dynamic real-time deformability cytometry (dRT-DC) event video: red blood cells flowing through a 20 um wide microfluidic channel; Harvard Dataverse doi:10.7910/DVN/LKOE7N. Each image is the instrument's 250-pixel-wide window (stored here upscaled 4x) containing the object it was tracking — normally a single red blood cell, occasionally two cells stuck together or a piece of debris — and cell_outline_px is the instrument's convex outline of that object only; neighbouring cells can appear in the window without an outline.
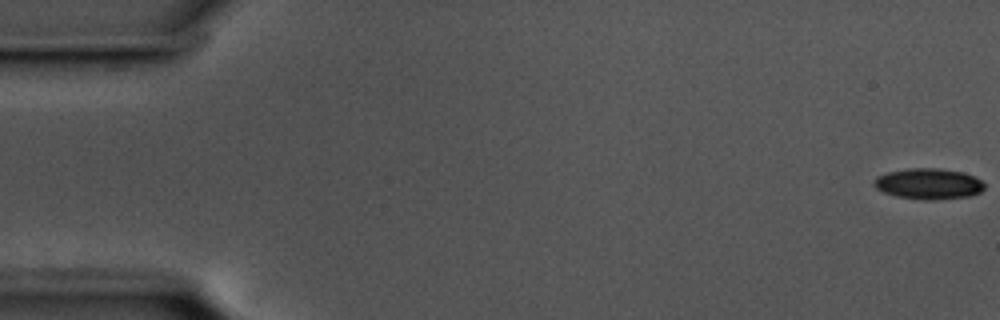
{"species": "common noctule bat (a hibernating species)", "species_latin": "Nyctalus noctula", "temperature_condition": "cold", "stored_images_in_passage": 57, "camera_frame_rate_fps": 3000, "um_per_image_px": 0.085, "animal": {"sex": "male", "body_mass_g": 17.5, "forearm_length_mm": 52.3}, "frame": {"image": 1, "passage_image": 1, "time_ms": 0.0, "image_size_px": [1000, 320], "cell_outline_px": [[984, 188], [980, 192], [972, 196], [936, 200], [920, 200], [896, 196], [884, 192], [876, 188], [872, 184], [872, 180], [876, 176], [888, 172], [908, 168], [940, 168], [964, 172], [980, 180], [984, 184]], "centroid_in_image_um": [78.9, 15.63], "position_along_channel_um": 6.1, "area_um2": 20.11}}
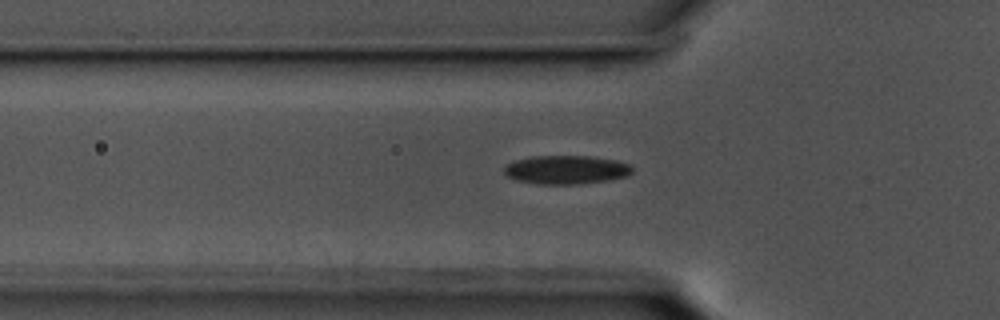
{"frame": {"image": 2, "passage_image": 19, "time_ms": 6.0, "image_size_px": [1000, 320], "cell_outline_px": [[632, 172], [628, 176], [608, 180], [576, 184], [540, 184], [516, 180], [504, 176], [504, 164], [528, 156], [588, 156], [616, 160], [628, 164], [632, 168]], "centroid_in_image_um": [48.07, 14.42], "position_along_channel_um": 77.7, "area_um2": 21.5}}
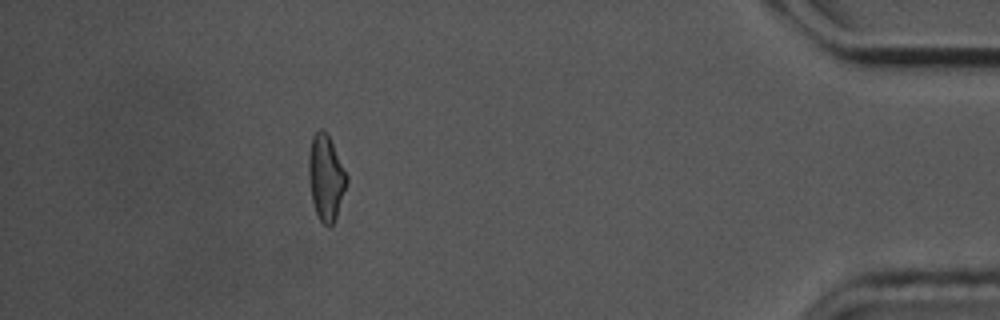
{"frame": {"image": 3, "passage_image": 51, "time_ms": 16.667, "image_size_px": [1000, 320], "cell_outline_px": [[348, 180], [336, 216], [332, 224], [328, 228], [320, 220], [316, 212], [312, 200], [308, 176], [308, 156], [312, 136], [320, 128], [328, 136], [348, 176]], "centroid_in_image_um": [27.68, 15.1], "position_along_channel_um": 407.5, "area_um2": 18.61}, "authors_computed_cell_mechanics": {"area_um2": 19.8254, "velocity_mm_per_s": 3.5934, "shape_relaxation_time_tau1_ms": 7.2183, "shape_relaxation_time_tau2_ms": 6.0026, "deformation_change_tau1": 0.1325, "deformation_change_tau2": 0.1349}}